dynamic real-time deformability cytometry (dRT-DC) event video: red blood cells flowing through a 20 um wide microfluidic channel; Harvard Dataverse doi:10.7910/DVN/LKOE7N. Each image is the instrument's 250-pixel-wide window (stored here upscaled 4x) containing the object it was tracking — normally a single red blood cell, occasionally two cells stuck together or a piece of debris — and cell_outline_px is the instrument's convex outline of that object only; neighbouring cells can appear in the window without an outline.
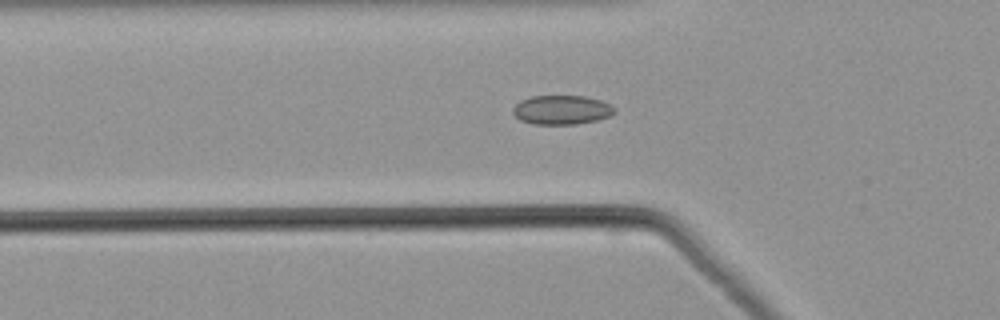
{"species": "common noctule bat (a hibernating species)", "species_latin": "Nyctalus noctula", "temperature_condition": "warm", "stored_images_in_passage": 47, "camera_frame_rate_fps": 3000, "um_per_image_px": 0.085, "animal": {"sex": "male", "body_mass_g": 21.5, "forearm_length_mm": 52.0}, "frame": {"image": 1, "passage_image": 12, "time_ms": 3.667, "image_size_px": [1000, 320], "cell_outline_px": [[616, 112], [600, 120], [576, 124], [532, 124], [520, 120], [512, 112], [512, 108], [520, 100], [532, 96], [584, 96], [600, 100], [616, 108]], "centroid_in_image_um": [47.74, 9.34], "position_along_channel_um": 78.1, "area_um2": 17.34}}
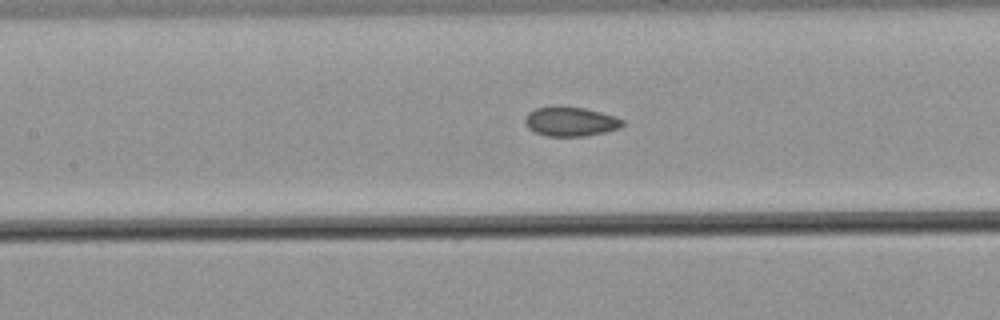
{"frame": {"image": 2, "passage_image": 18, "time_ms": 5.667, "image_size_px": [1000, 320], "cell_outline_px": [[624, 124], [620, 128], [604, 132], [584, 136], [548, 136], [536, 132], [528, 128], [524, 124], [524, 120], [528, 112], [536, 108], [556, 104], [560, 104], [584, 108], [616, 116], [624, 120]], "centroid_in_image_um": [48.47, 10.3], "position_along_channel_um": 158.9, "area_um2": 17.05}}
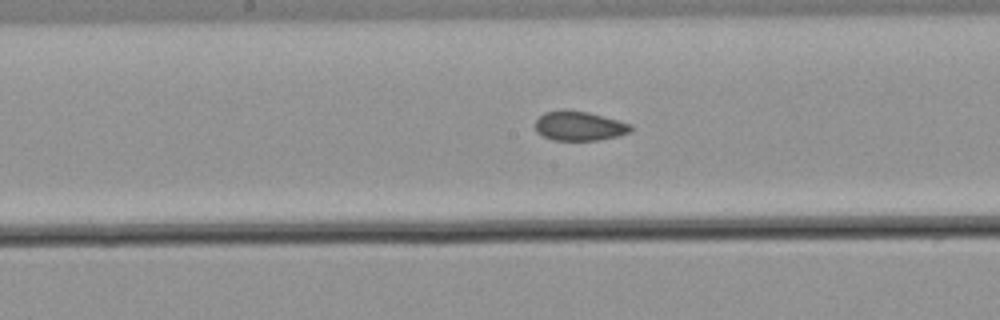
{"frame": {"image": 3, "passage_image": 21, "time_ms": 6.667, "image_size_px": [1000, 320], "cell_outline_px": [[632, 132], [600, 140], [552, 140], [536, 132], [536, 120], [544, 112], [588, 112], [632, 124]], "centroid_in_image_um": [49.28, 10.74], "position_along_channel_um": 198.9, "area_um2": 15.9}}